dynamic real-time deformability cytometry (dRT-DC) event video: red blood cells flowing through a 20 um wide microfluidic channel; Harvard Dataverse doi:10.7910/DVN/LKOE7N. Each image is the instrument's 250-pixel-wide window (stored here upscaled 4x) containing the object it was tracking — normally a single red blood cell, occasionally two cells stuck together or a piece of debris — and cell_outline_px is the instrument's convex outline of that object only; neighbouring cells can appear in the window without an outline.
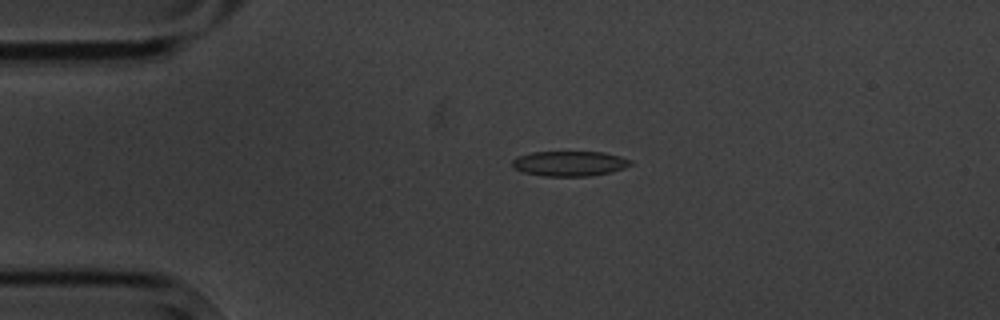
{"species": "common noctule bat (a hibernating species)", "species_latin": "Nyctalus noctula", "temperature_condition": "cold", "stored_images_in_passage": 4, "camera_frame_rate_fps": 3000, "um_per_image_px": 0.085, "animal": {"sex": "male", "body_mass_g": 20.1, "forearm_length_mm": 53.5}, "frame": {"image": 1, "passage_image": 3, "time_ms": 2.0, "image_size_px": [1000, 320], "cell_outline_px": [[632, 164], [624, 168], [612, 172], [592, 176], [544, 176], [524, 172], [512, 168], [512, 160], [516, 156], [532, 152], [604, 152], [620, 156], [632, 160]], "centroid_in_image_um": [48.41, 13.9], "position_along_channel_um": 36.6, "area_um2": 17.46}}